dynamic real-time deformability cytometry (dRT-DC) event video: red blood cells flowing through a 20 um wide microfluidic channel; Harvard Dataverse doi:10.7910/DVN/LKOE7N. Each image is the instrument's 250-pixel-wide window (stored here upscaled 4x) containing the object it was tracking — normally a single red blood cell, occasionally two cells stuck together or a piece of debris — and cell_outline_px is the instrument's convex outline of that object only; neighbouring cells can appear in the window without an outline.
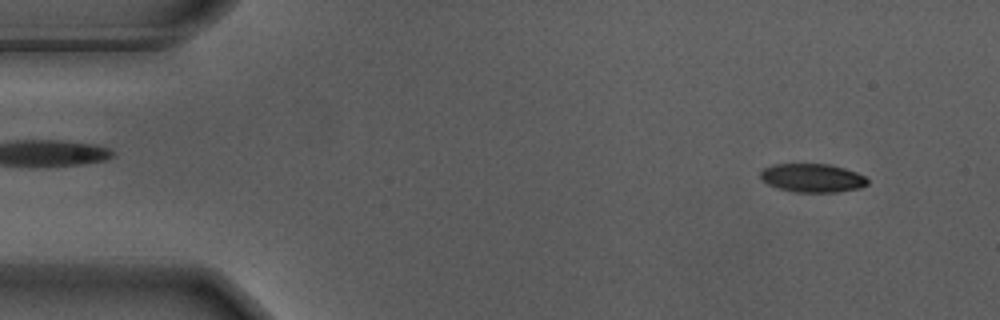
{"species": "Egyptian fruit bat (a non-hibernating species)", "species_latin": "Rousettus aegyptiacus", "temperature_condition": "warm", "stored_images_in_passage": 12, "camera_frame_rate_fps": 3000, "um_per_image_px": 0.085, "animal": {"sex": "male"}, "frame": {"image": 1, "passage_image": 4, "time_ms": 1.0, "image_size_px": [1000, 320], "cell_outline_px": [[868, 184], [860, 188], [836, 192], [796, 192], [780, 188], [768, 184], [760, 176], [760, 172], [764, 168], [776, 164], [828, 164], [844, 168], [856, 172], [864, 176], [868, 180]], "centroid_in_image_um": [69.08, 15.12], "position_along_channel_um": 15.9, "area_um2": 17.63}}